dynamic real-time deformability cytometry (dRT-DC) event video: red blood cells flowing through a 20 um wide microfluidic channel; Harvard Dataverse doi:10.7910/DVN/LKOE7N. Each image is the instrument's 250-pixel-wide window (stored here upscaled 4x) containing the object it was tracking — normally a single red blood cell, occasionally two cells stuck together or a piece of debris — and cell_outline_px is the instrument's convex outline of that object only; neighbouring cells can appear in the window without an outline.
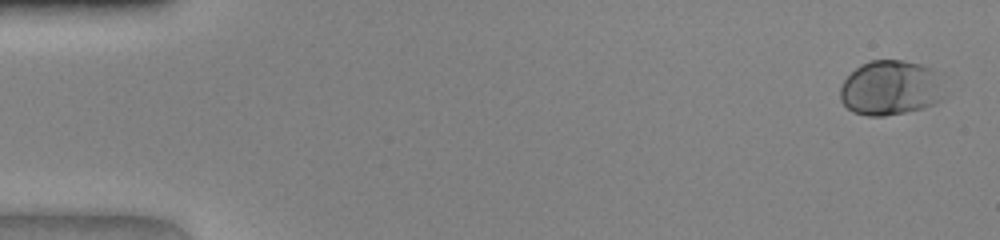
{"species": "human", "species_latin": "Homo sapiens", "temperature_condition": "warm", "stored_images_in_passage": 48, "camera_frame_rate_fps": 3000, "um_per_image_px": 0.085, "donor": {"sex": "female"}, "frame": {"image": 1, "passage_image": 2, "time_ms": 0.333, "image_size_px": [1000, 240], "cell_outline_px": [[944, 100], [936, 104], [924, 108], [884, 116], [868, 116], [852, 112], [840, 100], [840, 84], [860, 64], [868, 60], [904, 60], [920, 64], [932, 68], [944, 96]], "centroid_in_image_um": [75.65, 7.48], "position_along_channel_um": 9.3, "area_um2": 33.35}}
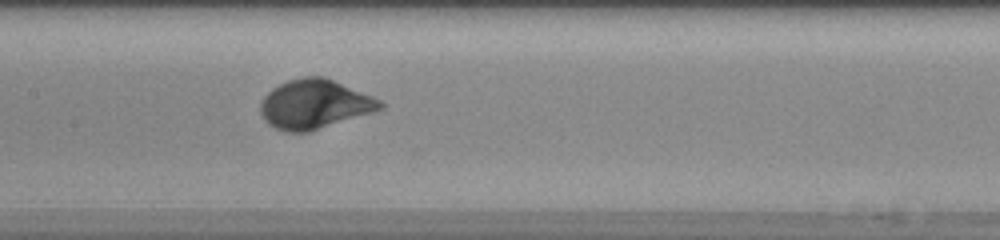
{"frame": {"image": 2, "passage_image": 24, "time_ms": 7.667, "image_size_px": [1000, 240], "cell_outline_px": [[384, 108], [372, 112], [308, 132], [284, 132], [268, 124], [264, 120], [260, 112], [260, 100], [272, 88], [288, 80], [304, 76], [324, 76], [372, 96], [380, 100], [384, 104]], "centroid_in_image_um": [26.7, 8.85], "position_along_channel_um": 180.7, "area_um2": 34.22}}
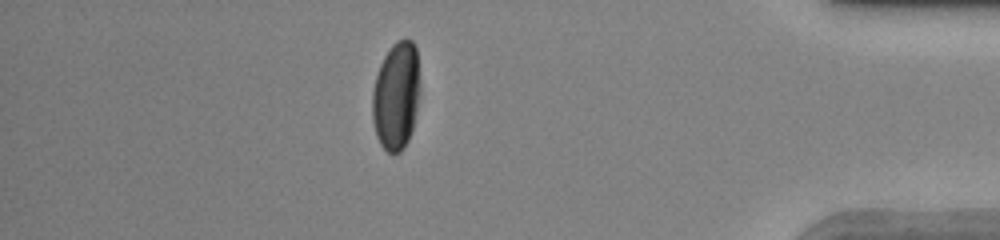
{"frame": {"image": 3, "passage_image": 42, "time_ms": 13.667, "image_size_px": [1000, 240], "cell_outline_px": [[420, 92], [412, 132], [404, 148], [400, 152], [388, 152], [380, 144], [376, 136], [372, 120], [372, 92], [376, 76], [380, 64], [384, 56], [392, 44], [396, 40], [412, 40], [416, 48], [420, 80]], "centroid_in_image_um": [33.68, 8.15], "position_along_channel_um": 401.5, "area_um2": 30.35}}